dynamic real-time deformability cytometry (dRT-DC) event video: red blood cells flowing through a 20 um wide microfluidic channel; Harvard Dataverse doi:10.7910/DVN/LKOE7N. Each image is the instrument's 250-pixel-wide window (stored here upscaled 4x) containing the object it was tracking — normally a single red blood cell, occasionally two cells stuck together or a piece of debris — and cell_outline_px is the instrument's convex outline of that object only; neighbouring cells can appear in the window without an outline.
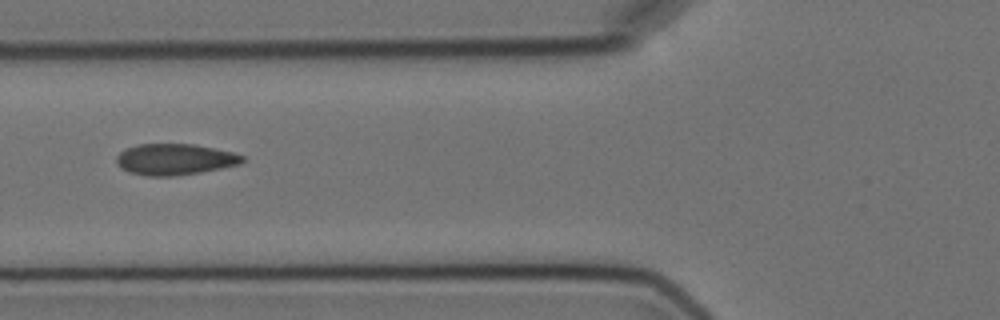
{"species": "Egyptian fruit bat (a non-hibernating species)", "species_latin": "Rousettus aegyptiacus", "temperature_condition": "cold", "stored_images_in_passage": 4, "camera_frame_rate_fps": 3000, "um_per_image_px": 0.085, "animal": {"sex": "female"}, "frame": {"image": 1, "passage_image": 3, "time_ms": 2.667, "image_size_px": [1000, 320], "cell_outline_px": [[244, 160], [240, 164], [200, 172], [176, 176], [148, 176], [128, 172], [120, 168], [116, 164], [116, 156], [124, 148], [136, 144], [196, 144], [232, 152], [244, 156]], "centroid_in_image_um": [14.81, 13.54], "position_along_channel_um": 111.0, "area_um2": 23.06}}
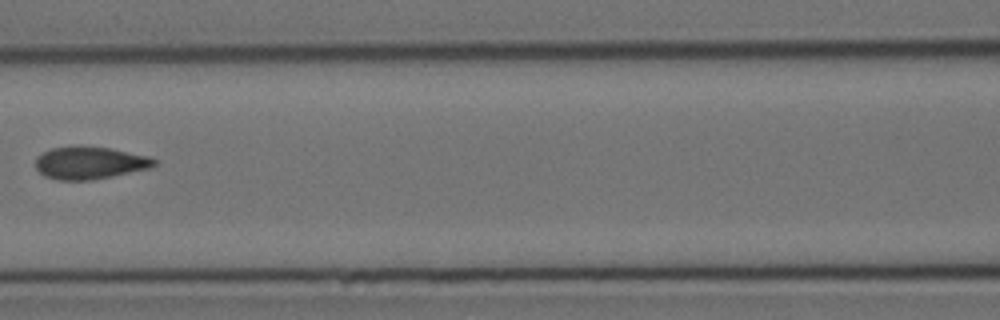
{"frame": {"image": 2, "passage_image": 4, "time_ms": 4.0, "image_size_px": [1000, 320], "cell_outline_px": [[156, 164], [152, 168], [92, 180], [56, 180], [44, 176], [36, 168], [36, 156], [52, 148], [112, 148], [148, 156], [156, 160]], "centroid_in_image_um": [7.65, 13.88], "position_along_channel_um": 158.9, "area_um2": 22.02}}